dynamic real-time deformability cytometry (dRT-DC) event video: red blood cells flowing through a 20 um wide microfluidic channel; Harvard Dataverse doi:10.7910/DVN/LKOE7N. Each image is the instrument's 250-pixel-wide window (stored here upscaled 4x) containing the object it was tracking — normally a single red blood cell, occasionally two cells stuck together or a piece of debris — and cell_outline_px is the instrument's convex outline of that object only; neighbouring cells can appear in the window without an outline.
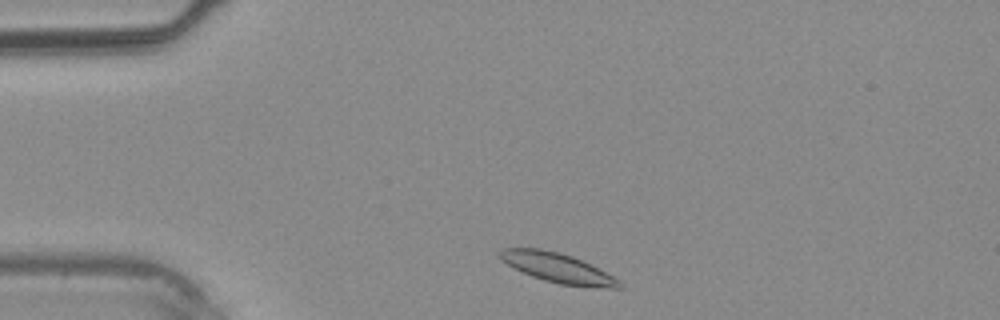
{"species": "common noctule bat (a hibernating species)", "species_latin": "Nyctalus noctula", "temperature_condition": "warm", "stored_images_in_passage": 29, "camera_frame_rate_fps": 3000, "um_per_image_px": 0.085, "animal": {"sex": "male", "body_mass_g": 20.4}, "frame": {"image": 1, "passage_image": 2, "time_ms": 0.333, "image_size_px": [1000, 320], "cell_outline_px": [[624, 288], [600, 288], [560, 284], [544, 280], [532, 276], [500, 260], [496, 252], [500, 248], [540, 248], [572, 256], [620, 280], [624, 284]], "centroid_in_image_um": [47.38, 22.77], "position_along_channel_um": 37.6, "area_um2": 20.4}}
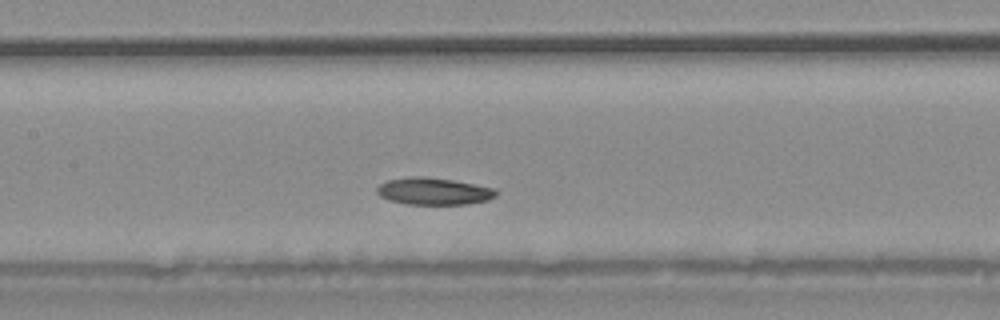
{"frame": {"image": 2, "passage_image": 12, "time_ms": 3.667, "image_size_px": [1000, 320], "cell_outline_px": [[496, 196], [488, 200], [468, 204], [408, 204], [388, 200], [380, 196], [376, 192], [376, 188], [380, 184], [388, 180], [412, 176], [424, 176], [452, 180], [492, 188], [496, 192]], "centroid_in_image_um": [36.81, 16.26], "position_along_channel_um": 170.6, "area_um2": 18.61}}
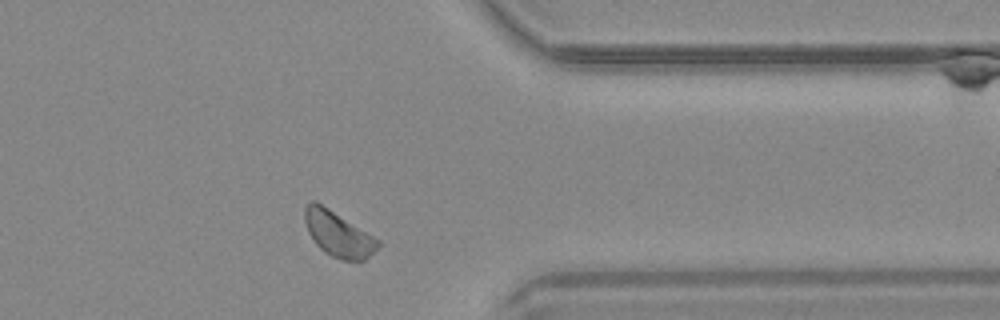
{"frame": {"image": 3, "passage_image": 25, "time_ms": 8.0, "image_size_px": [1000, 320], "cell_outline_px": [[380, 244], [364, 260], [340, 260], [324, 252], [316, 244], [308, 232], [304, 220], [304, 208], [312, 200], [316, 200], [380, 240]], "centroid_in_image_um": [28.71, 19.87], "position_along_channel_um": 382.7, "area_um2": 19.13}}